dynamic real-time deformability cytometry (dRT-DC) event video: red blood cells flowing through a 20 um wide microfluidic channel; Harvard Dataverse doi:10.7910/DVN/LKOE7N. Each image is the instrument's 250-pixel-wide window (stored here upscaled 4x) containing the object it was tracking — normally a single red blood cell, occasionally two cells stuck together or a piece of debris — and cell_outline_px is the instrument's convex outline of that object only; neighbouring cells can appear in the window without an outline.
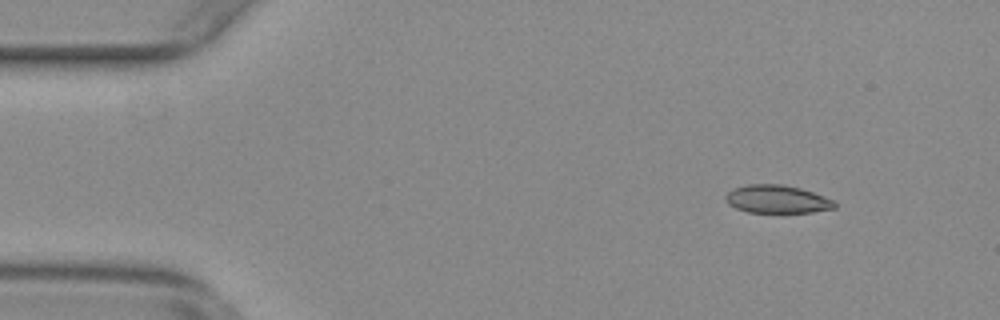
{"species": "common noctule bat (a hibernating species)", "species_latin": "Nyctalus noctula", "temperature_condition": "warm", "stored_images_in_passage": 54, "camera_frame_rate_fps": 3000, "um_per_image_px": 0.085, "animal": {"sex": "female", "body_mass_g": 29.2, "forearm_length_mm": 56.3}, "frame": {"image": 1, "passage_image": 6, "time_ms": 1.667, "image_size_px": [1000, 320], "cell_outline_px": [[836, 208], [812, 212], [784, 216], [748, 212], [736, 208], [728, 204], [724, 196], [728, 192], [736, 188], [748, 184], [784, 184], [800, 188], [836, 200]], "centroid_in_image_um": [66.1, 16.99], "position_along_channel_um": 18.9, "area_um2": 18.73}}
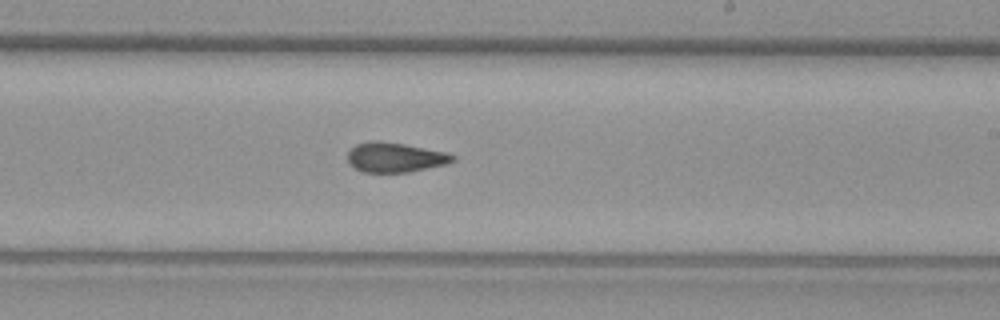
{"frame": {"image": 2, "passage_image": 32, "time_ms": 10.333, "image_size_px": [1000, 320], "cell_outline_px": [[456, 160], [448, 164], [408, 172], [364, 172], [348, 164], [348, 152], [356, 144], [372, 140], [380, 140], [404, 144], [448, 152], [456, 156]], "centroid_in_image_um": [33.61, 13.37], "position_along_channel_um": 255.4, "area_um2": 18.38}}
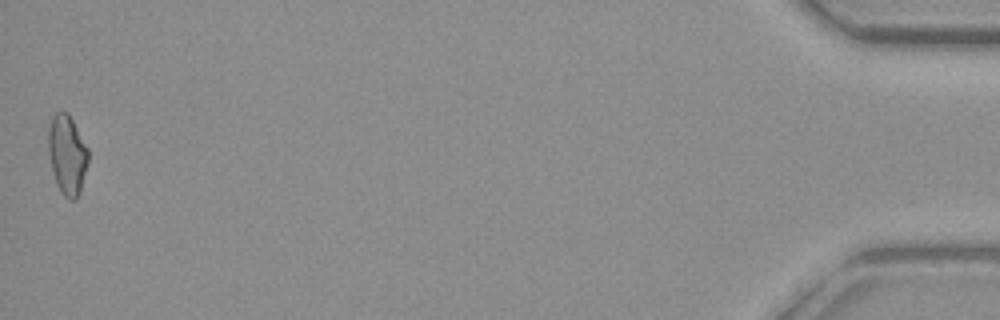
{"frame": {"image": 3, "passage_image": 54, "time_ms": 17.667, "image_size_px": [1000, 320], "cell_outline_px": [[88, 160], [80, 192], [76, 200], [68, 200], [60, 192], [56, 184], [52, 172], [48, 148], [48, 132], [52, 116], [56, 112], [68, 112], [88, 148]], "centroid_in_image_um": [5.7, 13.17], "position_along_channel_um": 429.5, "area_um2": 18.55}, "authors_computed_cell_mechanics": {"area_um2": 18.3804, "velocity_mm_per_s": 3.7818, "shape_relaxation_time_tau1_ms": null, "shape_relaxation_time_tau2_ms": 1.9468, "deformation_change_tau1": null, "deformation_change_tau2": 0.0855}}